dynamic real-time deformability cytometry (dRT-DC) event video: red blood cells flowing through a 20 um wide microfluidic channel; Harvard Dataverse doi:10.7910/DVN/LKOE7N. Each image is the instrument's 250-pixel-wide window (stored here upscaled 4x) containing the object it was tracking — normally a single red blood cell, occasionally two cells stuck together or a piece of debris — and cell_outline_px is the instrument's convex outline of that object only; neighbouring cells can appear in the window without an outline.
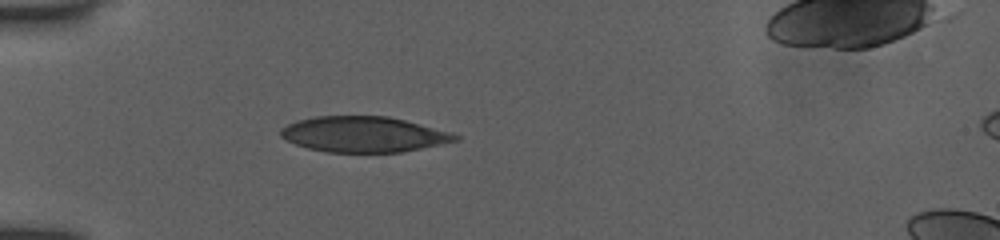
{"species": "human", "species_latin": "Homo sapiens", "temperature_condition": "room temperature", "stored_images_in_passage": 1, "camera_frame_rate_fps": 3000, "um_per_image_px": 0.085, "donor": {"sex": "female"}, "frame": {"image": 1, "passage_image": 1, "time_ms": 0.0, "image_size_px": [1000, 240], "cell_outline_px": [[460, 140], [400, 152], [328, 152], [308, 148], [296, 144], [280, 136], [280, 128], [288, 124], [300, 120], [316, 116], [388, 116], [452, 132], [460, 136]], "centroid_in_image_um": [30.92, 11.41], "position_along_channel_um": 54.1, "area_um2": 35.95}}